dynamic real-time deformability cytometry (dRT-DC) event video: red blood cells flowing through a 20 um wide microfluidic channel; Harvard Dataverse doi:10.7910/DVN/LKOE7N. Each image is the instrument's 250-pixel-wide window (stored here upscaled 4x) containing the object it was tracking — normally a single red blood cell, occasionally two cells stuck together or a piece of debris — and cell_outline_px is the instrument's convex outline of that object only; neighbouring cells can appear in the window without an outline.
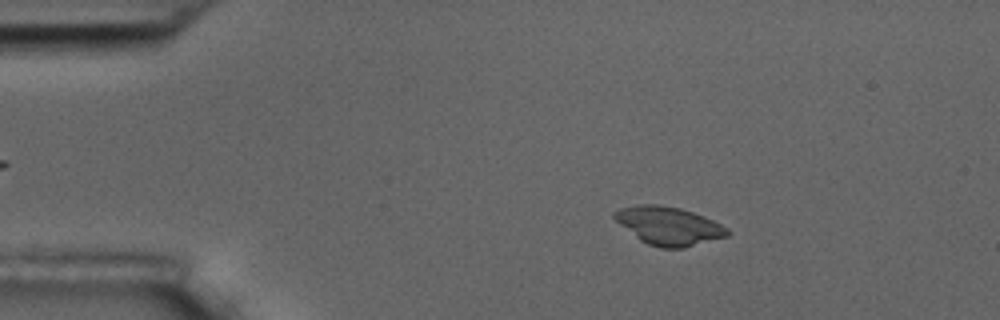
{"species": "common noctule bat (a hibernating species)", "species_latin": "Nyctalus noctula", "temperature_condition": "room temperature", "stored_images_in_passage": 4, "camera_frame_rate_fps": 3000, "um_per_image_px": 0.085, "animal": {"sex": "male", "body_mass_g": 17.5, "forearm_length_mm": 52.3}, "frame": {"image": 1, "passage_image": 2, "time_ms": 1.333, "image_size_px": [1000, 320], "cell_outline_px": [[732, 232], [728, 236], [684, 248], [660, 248], [648, 244], [640, 240], [620, 224], [612, 216], [612, 212], [620, 208], [636, 204], [660, 204], [680, 208], [704, 216], [728, 228]], "centroid_in_image_um": [56.84, 19.19], "position_along_channel_um": 28.2, "area_um2": 25.26}}
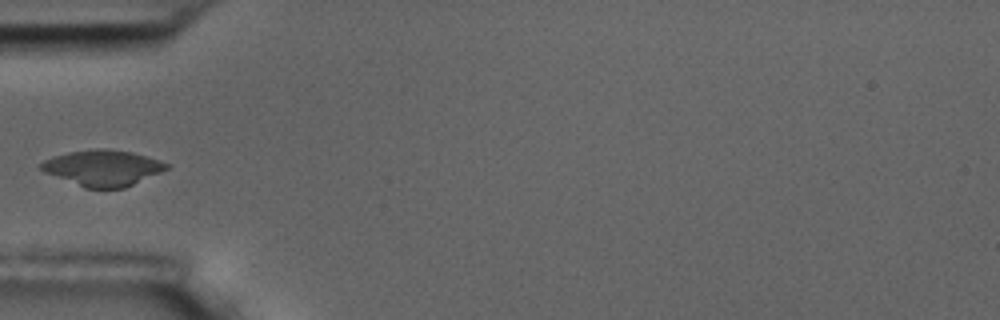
{"frame": {"image": 2, "passage_image": 4, "time_ms": 4.333, "image_size_px": [1000, 320], "cell_outline_px": [[168, 168], [160, 172], [124, 188], [84, 188], [44, 172], [40, 168], [40, 164], [44, 160], [52, 156], [68, 152], [96, 148], [104, 148], [132, 152], [160, 160], [168, 164]], "centroid_in_image_um": [8.7, 14.26], "position_along_channel_um": 76.3, "area_um2": 26.13}}